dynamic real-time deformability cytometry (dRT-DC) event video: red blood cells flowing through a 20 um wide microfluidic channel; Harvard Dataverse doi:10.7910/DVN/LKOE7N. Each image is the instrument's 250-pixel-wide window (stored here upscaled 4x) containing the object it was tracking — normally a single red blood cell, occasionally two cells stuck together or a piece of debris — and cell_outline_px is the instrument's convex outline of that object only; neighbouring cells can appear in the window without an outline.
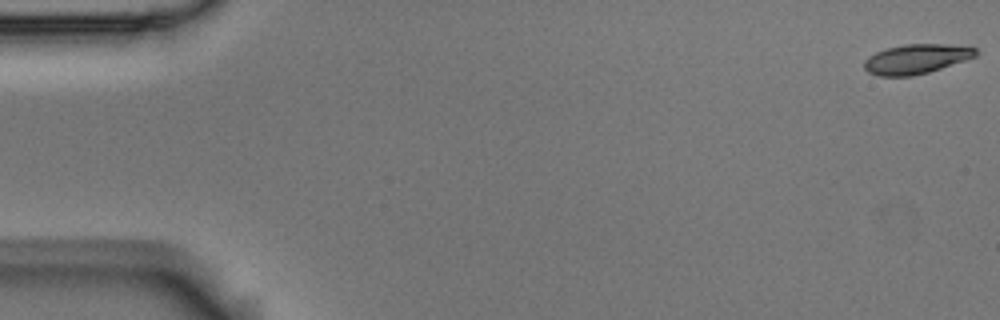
{"species": "Egyptian fruit bat (a non-hibernating species)", "species_latin": "Rousettus aegyptiacus", "temperature_condition": "room temperature", "stored_images_in_passage": 5, "camera_frame_rate_fps": 3000, "um_per_image_px": 0.085, "animal": {"sex": "male"}, "frame": {"image": 1, "passage_image": 1, "time_ms": 0.0, "image_size_px": [1000, 320], "cell_outline_px": [[980, 52], [976, 56], [928, 72], [912, 76], [880, 76], [868, 72], [864, 68], [864, 60], [868, 56], [876, 52], [888, 48], [904, 44], [948, 44], [976, 48]], "centroid_in_image_um": [77.87, 5.01], "position_along_channel_um": 7.1, "area_um2": 19.13}}
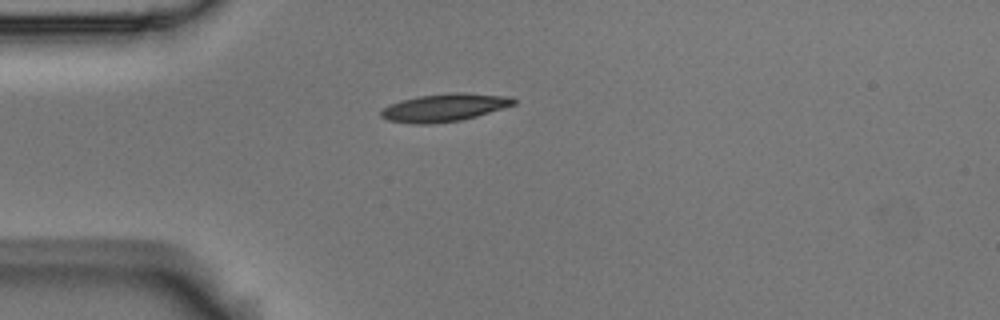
{"frame": {"image": 2, "passage_image": 5, "time_ms": 1.333, "image_size_px": [1000, 320], "cell_outline_px": [[516, 104], [476, 116], [460, 120], [432, 124], [412, 124], [388, 120], [380, 116], [380, 112], [384, 108], [400, 100], [420, 96], [452, 92], [464, 92], [512, 96], [516, 100]], "centroid_in_image_um": [37.8, 9.13], "position_along_channel_um": 47.2, "area_um2": 21.5}}